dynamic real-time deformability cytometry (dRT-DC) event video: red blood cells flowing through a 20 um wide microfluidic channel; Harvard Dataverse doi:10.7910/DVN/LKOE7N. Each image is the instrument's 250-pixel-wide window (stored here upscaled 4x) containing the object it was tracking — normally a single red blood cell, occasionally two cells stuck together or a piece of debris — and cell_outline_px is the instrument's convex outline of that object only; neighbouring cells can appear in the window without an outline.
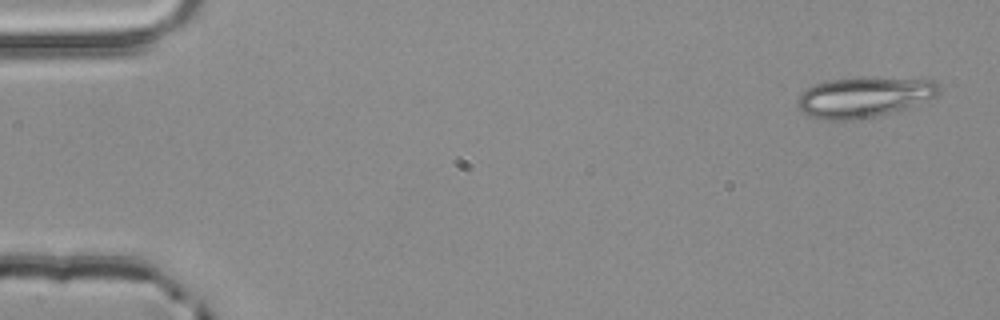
{"species": "common noctule bat (a hibernating species)", "species_latin": "Nyctalus noctula", "temperature_condition": "room temperature", "stored_images_in_passage": 5, "segment_of_instrument_passage": [1, 2], "camera_frame_rate_fps": 3000, "um_per_image_px": 0.085, "animal": {"sex": "male", "body_mass_g": 20.4}, "frame": {"image": 1, "passage_image": 1, "time_ms": 0.0, "image_size_px": [1000, 320], "cell_outline_px": [[940, 92], [936, 96], [908, 108], [876, 116], [852, 120], [824, 120], [808, 116], [800, 108], [796, 100], [808, 88], [816, 84], [828, 80], [860, 76], [872, 76], [932, 80], [940, 84]], "centroid_in_image_um": [73.49, 8.23], "position_along_channel_um": 11.5, "area_um2": 33.7}}